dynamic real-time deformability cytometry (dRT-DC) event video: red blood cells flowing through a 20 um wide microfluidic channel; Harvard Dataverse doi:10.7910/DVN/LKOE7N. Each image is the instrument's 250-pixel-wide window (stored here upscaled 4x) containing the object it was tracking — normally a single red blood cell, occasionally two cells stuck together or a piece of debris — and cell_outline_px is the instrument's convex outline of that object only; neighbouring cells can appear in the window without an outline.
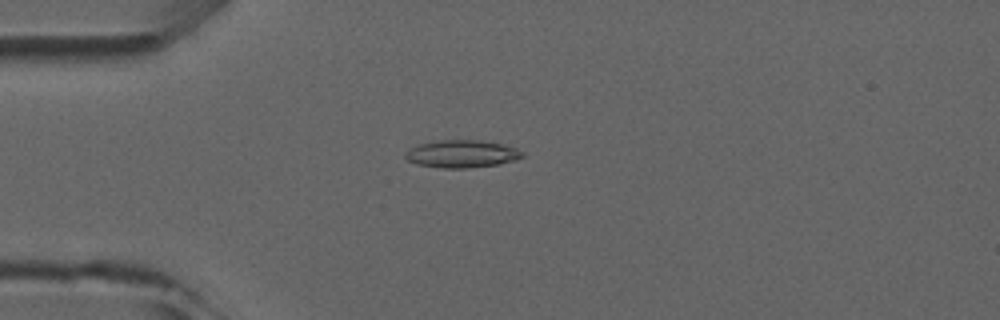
{"species": "common noctule bat (a hibernating species)", "species_latin": "Nyctalus noctula", "temperature_condition": "room temperature", "stored_images_in_passage": 5, "camera_frame_rate_fps": 3000, "um_per_image_px": 0.085, "animal": {"sex": "male", "forearm_length_mm": 52.5}, "frame": {"image": 1, "passage_image": 4, "time_ms": 3.333, "image_size_px": [1000, 320], "cell_outline_px": [[524, 156], [516, 160], [500, 164], [464, 168], [440, 168], [416, 164], [408, 160], [404, 156], [408, 148], [420, 144], [440, 140], [480, 140], [504, 144], [516, 148], [524, 152]], "centroid_in_image_um": [39.27, 13.08], "position_along_channel_um": 45.7, "area_um2": 18.9}}